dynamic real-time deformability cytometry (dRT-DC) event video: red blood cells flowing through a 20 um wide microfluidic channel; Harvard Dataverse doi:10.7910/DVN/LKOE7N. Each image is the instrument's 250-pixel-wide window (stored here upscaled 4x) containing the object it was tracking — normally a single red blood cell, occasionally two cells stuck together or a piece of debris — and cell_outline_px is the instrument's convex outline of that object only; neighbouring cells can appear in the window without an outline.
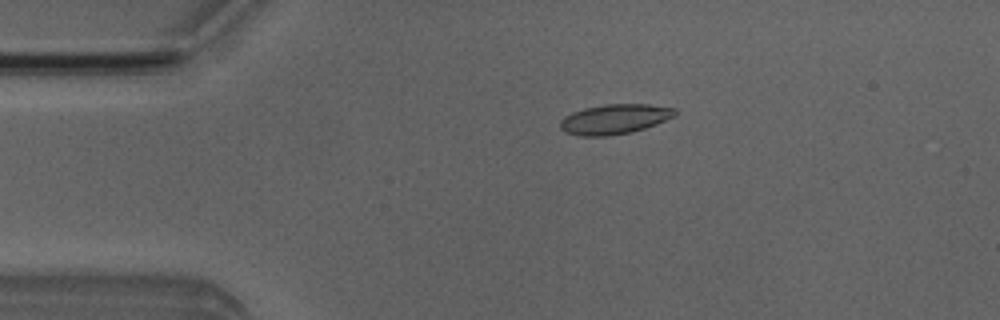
{"species": "Egyptian fruit bat (a non-hibernating species)", "species_latin": "Rousettus aegyptiacus", "temperature_condition": "room temperature", "stored_images_in_passage": 2, "camera_frame_rate_fps": 3000, "um_per_image_px": 0.085, "animal": {"sex": "male"}, "frame": {"image": 1, "passage_image": 1, "time_ms": 0.0, "image_size_px": [1000, 320], "cell_outline_px": [[676, 116], [656, 124], [632, 132], [608, 136], [580, 136], [564, 132], [560, 128], [560, 120], [564, 116], [572, 112], [584, 108], [604, 104], [648, 104], [676, 108]], "centroid_in_image_um": [52.23, 10.12], "position_along_channel_um": 32.8, "area_um2": 20.17}}